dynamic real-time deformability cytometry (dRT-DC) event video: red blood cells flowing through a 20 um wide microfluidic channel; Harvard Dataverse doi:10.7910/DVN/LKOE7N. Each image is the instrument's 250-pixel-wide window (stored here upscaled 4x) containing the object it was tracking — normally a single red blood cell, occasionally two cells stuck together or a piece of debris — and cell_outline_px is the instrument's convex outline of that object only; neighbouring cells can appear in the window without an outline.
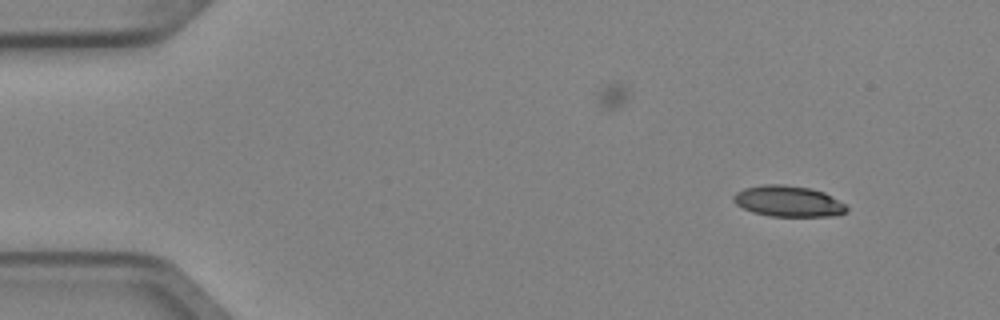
{"species": "Egyptian fruit bat (a non-hibernating species)", "species_latin": "Rousettus aegyptiacus", "temperature_condition": "cold", "stored_images_in_passage": 3, "camera_frame_rate_fps": 3000, "um_per_image_px": 0.085, "animal": {"sex": "female"}, "frame": {"image": 1, "passage_image": 1, "time_ms": 0.0, "image_size_px": [1000, 320], "cell_outline_px": [[848, 212], [836, 216], [768, 216], [752, 212], [736, 204], [732, 200], [732, 196], [736, 192], [744, 188], [764, 184], [780, 184], [808, 188], [824, 192], [848, 204]], "centroid_in_image_um": [67.03, 17.11], "position_along_channel_um": 18.0, "area_um2": 20.63}}
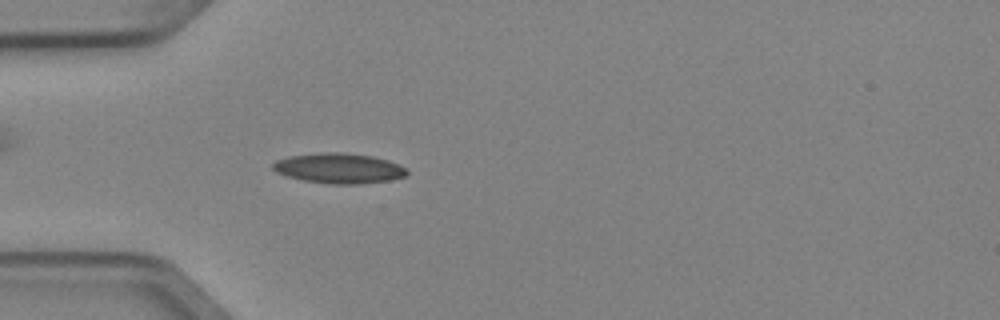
{"frame": {"image": 2, "passage_image": 3, "time_ms": 0.667, "image_size_px": [1000, 320], "cell_outline_px": [[408, 176], [392, 180], [360, 184], [332, 184], [304, 180], [288, 176], [276, 172], [272, 168], [272, 164], [276, 160], [288, 156], [320, 152], [344, 152], [372, 156], [388, 160], [400, 164], [408, 172]], "centroid_in_image_um": [28.84, 14.3], "position_along_channel_um": 56.2, "area_um2": 23.76}}